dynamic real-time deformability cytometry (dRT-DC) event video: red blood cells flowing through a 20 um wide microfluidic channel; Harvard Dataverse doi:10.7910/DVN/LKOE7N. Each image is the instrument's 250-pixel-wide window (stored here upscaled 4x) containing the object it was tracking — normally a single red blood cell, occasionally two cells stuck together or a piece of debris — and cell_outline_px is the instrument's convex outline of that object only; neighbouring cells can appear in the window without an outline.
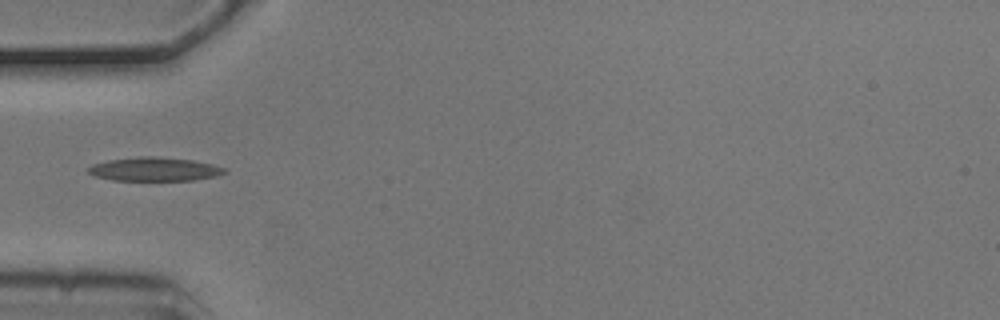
{"species": "common noctule bat (a hibernating species)", "species_latin": "Nyctalus noctula", "temperature_condition": "cold", "stored_images_in_passage": 9, "segment_of_instrument_passage": [2, 2], "camera_frame_rate_fps": 3000, "um_per_image_px": 0.085, "animal": {"sex": "male", "body_mass_g": 20.5, "forearm_length_mm": 52.5}, "frame": {"image": 1, "passage_image": 6, "time_ms": 1.667, "image_size_px": [1000, 320], "cell_outline_px": [[228, 172], [216, 176], [192, 180], [112, 180], [96, 176], [88, 172], [88, 168], [92, 164], [108, 160], [140, 156], [152, 156], [192, 160], [212, 164], [228, 168]], "centroid_in_image_um": [13.16, 14.38], "position_along_channel_um": 71.8, "area_um2": 18.79}}
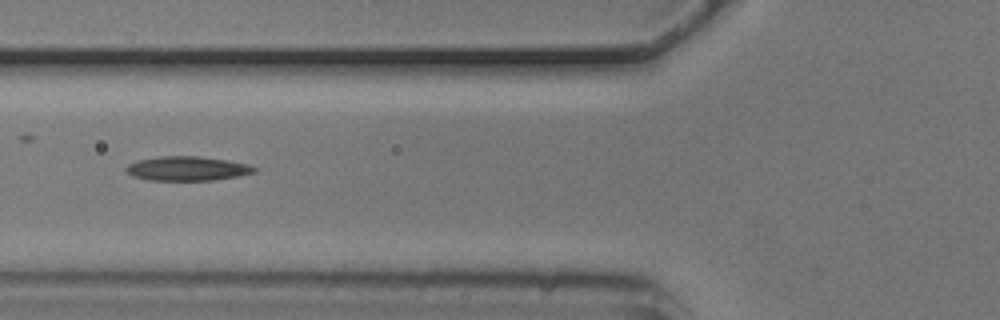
{"frame": {"image": 2, "passage_image": 7, "time_ms": 2.0, "image_size_px": [1000, 320], "cell_outline_px": [[256, 172], [236, 176], [212, 180], [148, 180], [132, 176], [124, 168], [128, 164], [136, 160], [160, 156], [200, 156], [228, 160], [248, 164], [256, 168]], "centroid_in_image_um": [15.88, 14.31], "position_along_channel_um": 109.9, "area_um2": 18.15}}
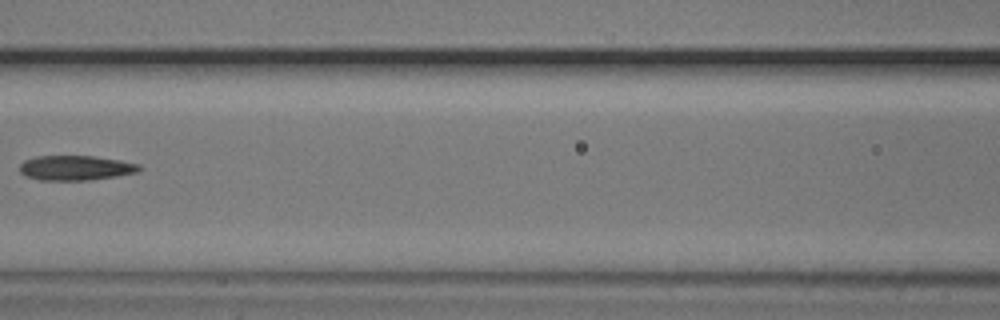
{"frame": {"image": 3, "passage_image": 8, "time_ms": 2.333, "image_size_px": [1000, 320], "cell_outline_px": [[144, 168], [140, 172], [116, 176], [88, 180], [40, 180], [24, 176], [20, 172], [20, 164], [24, 160], [36, 156], [96, 156], [120, 160], [140, 164]], "centroid_in_image_um": [6.46, 14.27], "position_along_channel_um": 160.1, "area_um2": 17.51}}